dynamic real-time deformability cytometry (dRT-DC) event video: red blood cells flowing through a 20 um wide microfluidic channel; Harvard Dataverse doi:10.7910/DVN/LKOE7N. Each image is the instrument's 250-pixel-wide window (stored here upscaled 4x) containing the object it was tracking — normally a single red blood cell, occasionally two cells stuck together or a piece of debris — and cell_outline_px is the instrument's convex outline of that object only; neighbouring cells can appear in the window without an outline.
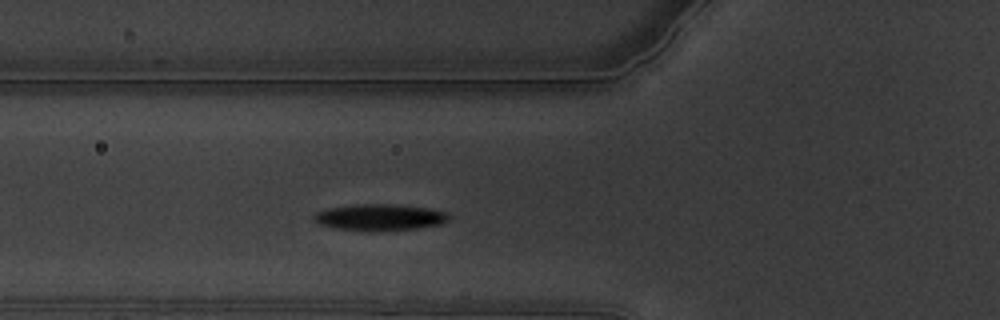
{"species": "common noctule bat (a hibernating species)", "species_latin": "Nyctalus noctula", "temperature_condition": "warm", "stored_images_in_passage": 48, "camera_frame_rate_fps": 3000, "um_per_image_px": 0.085, "animal": {"sex": "male", "body_mass_g": 19.5, "forearm_length_mm": 54.6}, "frame": {"image": 1, "passage_image": 8, "time_ms": 2.333, "image_size_px": [1000, 320], "cell_outline_px": [[448, 220], [440, 224], [416, 228], [336, 228], [320, 224], [312, 216], [316, 212], [328, 208], [356, 204], [396, 204], [428, 208], [448, 212]], "centroid_in_image_um": [32.3, 18.41], "position_along_channel_um": 93.5, "area_um2": 19.65}, "authors_computed_cell_mechanics": {"area_um2": 19.8254, "velocity_mm_per_s": 3.3241, "shape_relaxation_time_tau1_ms": 2.9251, "shape_relaxation_time_tau2_ms": 8.6266, "deformation_change_tau1": 0.1477, "deformation_change_tau2": 0.0563}}